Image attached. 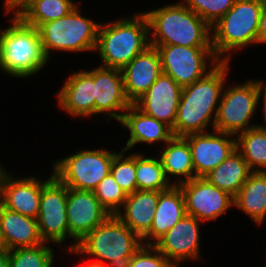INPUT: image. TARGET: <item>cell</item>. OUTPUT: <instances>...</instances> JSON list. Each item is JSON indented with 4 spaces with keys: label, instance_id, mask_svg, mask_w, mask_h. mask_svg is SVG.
<instances>
[{
    "label": "cell",
    "instance_id": "1",
    "mask_svg": "<svg viewBox=\"0 0 266 267\" xmlns=\"http://www.w3.org/2000/svg\"><path fill=\"white\" fill-rule=\"evenodd\" d=\"M229 63L219 62L211 67L212 70L206 76L182 88L172 128L174 136L206 132L209 123H212L214 130L218 102L221 100Z\"/></svg>",
    "mask_w": 266,
    "mask_h": 267
},
{
    "label": "cell",
    "instance_id": "2",
    "mask_svg": "<svg viewBox=\"0 0 266 267\" xmlns=\"http://www.w3.org/2000/svg\"><path fill=\"white\" fill-rule=\"evenodd\" d=\"M149 23L150 45L212 47L211 27L183 3L144 12ZM154 30V31H153Z\"/></svg>",
    "mask_w": 266,
    "mask_h": 267
},
{
    "label": "cell",
    "instance_id": "3",
    "mask_svg": "<svg viewBox=\"0 0 266 267\" xmlns=\"http://www.w3.org/2000/svg\"><path fill=\"white\" fill-rule=\"evenodd\" d=\"M149 23L144 13L108 24L100 23L96 48L102 65L122 70L149 44Z\"/></svg>",
    "mask_w": 266,
    "mask_h": 267
},
{
    "label": "cell",
    "instance_id": "4",
    "mask_svg": "<svg viewBox=\"0 0 266 267\" xmlns=\"http://www.w3.org/2000/svg\"><path fill=\"white\" fill-rule=\"evenodd\" d=\"M144 244L116 215H110L79 243L74 251L98 258L89 262L105 267H129L132 256ZM104 260L108 264H104Z\"/></svg>",
    "mask_w": 266,
    "mask_h": 267
},
{
    "label": "cell",
    "instance_id": "5",
    "mask_svg": "<svg viewBox=\"0 0 266 267\" xmlns=\"http://www.w3.org/2000/svg\"><path fill=\"white\" fill-rule=\"evenodd\" d=\"M11 21V26L0 30V67L13 77L27 78L39 72L49 59L38 29L17 15Z\"/></svg>",
    "mask_w": 266,
    "mask_h": 267
},
{
    "label": "cell",
    "instance_id": "6",
    "mask_svg": "<svg viewBox=\"0 0 266 267\" xmlns=\"http://www.w3.org/2000/svg\"><path fill=\"white\" fill-rule=\"evenodd\" d=\"M262 6L263 0H236L234 6L211 26L214 33L211 45L220 61L229 62L231 56L224 57V54L257 43Z\"/></svg>",
    "mask_w": 266,
    "mask_h": 267
},
{
    "label": "cell",
    "instance_id": "7",
    "mask_svg": "<svg viewBox=\"0 0 266 267\" xmlns=\"http://www.w3.org/2000/svg\"><path fill=\"white\" fill-rule=\"evenodd\" d=\"M100 23L85 18L78 6L66 16L41 24L37 29L43 50L50 59L51 50L94 51L96 48Z\"/></svg>",
    "mask_w": 266,
    "mask_h": 267
},
{
    "label": "cell",
    "instance_id": "8",
    "mask_svg": "<svg viewBox=\"0 0 266 267\" xmlns=\"http://www.w3.org/2000/svg\"><path fill=\"white\" fill-rule=\"evenodd\" d=\"M114 154L107 149L81 150L56 161L53 174L68 188L94 191L110 173Z\"/></svg>",
    "mask_w": 266,
    "mask_h": 267
},
{
    "label": "cell",
    "instance_id": "9",
    "mask_svg": "<svg viewBox=\"0 0 266 267\" xmlns=\"http://www.w3.org/2000/svg\"><path fill=\"white\" fill-rule=\"evenodd\" d=\"M261 81H246L244 84L223 89L214 121V130L237 135L248 129L249 120L259 104Z\"/></svg>",
    "mask_w": 266,
    "mask_h": 267
},
{
    "label": "cell",
    "instance_id": "10",
    "mask_svg": "<svg viewBox=\"0 0 266 267\" xmlns=\"http://www.w3.org/2000/svg\"><path fill=\"white\" fill-rule=\"evenodd\" d=\"M150 46L156 47L160 53L162 73L170 76L182 88L203 78L212 70L207 71V62H211L212 66L221 62L212 47Z\"/></svg>",
    "mask_w": 266,
    "mask_h": 267
},
{
    "label": "cell",
    "instance_id": "11",
    "mask_svg": "<svg viewBox=\"0 0 266 267\" xmlns=\"http://www.w3.org/2000/svg\"><path fill=\"white\" fill-rule=\"evenodd\" d=\"M68 187L54 174L43 181L38 212V228L44 242L63 244L69 237L66 214Z\"/></svg>",
    "mask_w": 266,
    "mask_h": 267
},
{
    "label": "cell",
    "instance_id": "12",
    "mask_svg": "<svg viewBox=\"0 0 266 267\" xmlns=\"http://www.w3.org/2000/svg\"><path fill=\"white\" fill-rule=\"evenodd\" d=\"M66 214L69 238L75 239L68 249L74 252L78 243L111 214L96 198L93 191L68 188Z\"/></svg>",
    "mask_w": 266,
    "mask_h": 267
},
{
    "label": "cell",
    "instance_id": "13",
    "mask_svg": "<svg viewBox=\"0 0 266 267\" xmlns=\"http://www.w3.org/2000/svg\"><path fill=\"white\" fill-rule=\"evenodd\" d=\"M185 199L186 214L199 221L215 220L234 205V197L209 183L204 177H196L179 184Z\"/></svg>",
    "mask_w": 266,
    "mask_h": 267
},
{
    "label": "cell",
    "instance_id": "14",
    "mask_svg": "<svg viewBox=\"0 0 266 267\" xmlns=\"http://www.w3.org/2000/svg\"><path fill=\"white\" fill-rule=\"evenodd\" d=\"M229 136L234 135L217 130L212 134L200 132L183 136L191 149L195 178L207 175L236 150V139Z\"/></svg>",
    "mask_w": 266,
    "mask_h": 267
},
{
    "label": "cell",
    "instance_id": "15",
    "mask_svg": "<svg viewBox=\"0 0 266 267\" xmlns=\"http://www.w3.org/2000/svg\"><path fill=\"white\" fill-rule=\"evenodd\" d=\"M43 182L35 177L15 179L0 167V204L8 210L37 219Z\"/></svg>",
    "mask_w": 266,
    "mask_h": 267
},
{
    "label": "cell",
    "instance_id": "16",
    "mask_svg": "<svg viewBox=\"0 0 266 267\" xmlns=\"http://www.w3.org/2000/svg\"><path fill=\"white\" fill-rule=\"evenodd\" d=\"M182 87L162 73L133 104L145 114L174 127Z\"/></svg>",
    "mask_w": 266,
    "mask_h": 267
},
{
    "label": "cell",
    "instance_id": "17",
    "mask_svg": "<svg viewBox=\"0 0 266 267\" xmlns=\"http://www.w3.org/2000/svg\"><path fill=\"white\" fill-rule=\"evenodd\" d=\"M200 222L195 217L186 214L154 246L175 267L183 260L199 258Z\"/></svg>",
    "mask_w": 266,
    "mask_h": 267
},
{
    "label": "cell",
    "instance_id": "18",
    "mask_svg": "<svg viewBox=\"0 0 266 267\" xmlns=\"http://www.w3.org/2000/svg\"><path fill=\"white\" fill-rule=\"evenodd\" d=\"M94 114L106 113L120 121L131 103L124 91L123 75L120 69L100 66L94 68ZM114 111H119L117 114Z\"/></svg>",
    "mask_w": 266,
    "mask_h": 267
},
{
    "label": "cell",
    "instance_id": "19",
    "mask_svg": "<svg viewBox=\"0 0 266 267\" xmlns=\"http://www.w3.org/2000/svg\"><path fill=\"white\" fill-rule=\"evenodd\" d=\"M124 91L133 104L162 74L161 56L156 47L148 46L122 70Z\"/></svg>",
    "mask_w": 266,
    "mask_h": 267
},
{
    "label": "cell",
    "instance_id": "20",
    "mask_svg": "<svg viewBox=\"0 0 266 267\" xmlns=\"http://www.w3.org/2000/svg\"><path fill=\"white\" fill-rule=\"evenodd\" d=\"M58 104L71 116H91L94 114V69L75 72L68 77L58 92Z\"/></svg>",
    "mask_w": 266,
    "mask_h": 267
},
{
    "label": "cell",
    "instance_id": "21",
    "mask_svg": "<svg viewBox=\"0 0 266 267\" xmlns=\"http://www.w3.org/2000/svg\"><path fill=\"white\" fill-rule=\"evenodd\" d=\"M122 127L128 128L130 138L123 148L126 151L133 148L137 143L153 144L157 141L166 143L174 136L172 128L166 123L159 121L139 110L134 104L123 113L119 121Z\"/></svg>",
    "mask_w": 266,
    "mask_h": 267
},
{
    "label": "cell",
    "instance_id": "22",
    "mask_svg": "<svg viewBox=\"0 0 266 267\" xmlns=\"http://www.w3.org/2000/svg\"><path fill=\"white\" fill-rule=\"evenodd\" d=\"M186 215L185 199L179 185L159 192V199L155 209L150 231L142 238L144 245H154L168 230Z\"/></svg>",
    "mask_w": 266,
    "mask_h": 267
},
{
    "label": "cell",
    "instance_id": "23",
    "mask_svg": "<svg viewBox=\"0 0 266 267\" xmlns=\"http://www.w3.org/2000/svg\"><path fill=\"white\" fill-rule=\"evenodd\" d=\"M0 223L4 248L34 247L43 244L37 219L6 209L0 204Z\"/></svg>",
    "mask_w": 266,
    "mask_h": 267
},
{
    "label": "cell",
    "instance_id": "24",
    "mask_svg": "<svg viewBox=\"0 0 266 267\" xmlns=\"http://www.w3.org/2000/svg\"><path fill=\"white\" fill-rule=\"evenodd\" d=\"M159 199L158 191L136 190L124 201V214H115L141 239L150 231Z\"/></svg>",
    "mask_w": 266,
    "mask_h": 267
},
{
    "label": "cell",
    "instance_id": "25",
    "mask_svg": "<svg viewBox=\"0 0 266 267\" xmlns=\"http://www.w3.org/2000/svg\"><path fill=\"white\" fill-rule=\"evenodd\" d=\"M252 172L242 155L234 150L225 161L204 178L220 190L235 197Z\"/></svg>",
    "mask_w": 266,
    "mask_h": 267
},
{
    "label": "cell",
    "instance_id": "26",
    "mask_svg": "<svg viewBox=\"0 0 266 267\" xmlns=\"http://www.w3.org/2000/svg\"><path fill=\"white\" fill-rule=\"evenodd\" d=\"M234 206L261 225L266 217V172L253 171L234 197Z\"/></svg>",
    "mask_w": 266,
    "mask_h": 267
},
{
    "label": "cell",
    "instance_id": "27",
    "mask_svg": "<svg viewBox=\"0 0 266 267\" xmlns=\"http://www.w3.org/2000/svg\"><path fill=\"white\" fill-rule=\"evenodd\" d=\"M166 144L159 158L167 179H170V175L179 176V182L175 183V185H179L195 178L192 153L188 141L183 136H173Z\"/></svg>",
    "mask_w": 266,
    "mask_h": 267
},
{
    "label": "cell",
    "instance_id": "28",
    "mask_svg": "<svg viewBox=\"0 0 266 267\" xmlns=\"http://www.w3.org/2000/svg\"><path fill=\"white\" fill-rule=\"evenodd\" d=\"M72 0H30L17 16L27 25L38 28L62 18L77 6Z\"/></svg>",
    "mask_w": 266,
    "mask_h": 267
},
{
    "label": "cell",
    "instance_id": "29",
    "mask_svg": "<svg viewBox=\"0 0 266 267\" xmlns=\"http://www.w3.org/2000/svg\"><path fill=\"white\" fill-rule=\"evenodd\" d=\"M236 136V150L249 168L252 171L266 172V130L257 126Z\"/></svg>",
    "mask_w": 266,
    "mask_h": 267
},
{
    "label": "cell",
    "instance_id": "30",
    "mask_svg": "<svg viewBox=\"0 0 266 267\" xmlns=\"http://www.w3.org/2000/svg\"><path fill=\"white\" fill-rule=\"evenodd\" d=\"M137 190L164 191L175 185L167 179L160 158L136 154Z\"/></svg>",
    "mask_w": 266,
    "mask_h": 267
},
{
    "label": "cell",
    "instance_id": "31",
    "mask_svg": "<svg viewBox=\"0 0 266 267\" xmlns=\"http://www.w3.org/2000/svg\"><path fill=\"white\" fill-rule=\"evenodd\" d=\"M46 244L10 250L9 267H52L54 250Z\"/></svg>",
    "mask_w": 266,
    "mask_h": 267
},
{
    "label": "cell",
    "instance_id": "32",
    "mask_svg": "<svg viewBox=\"0 0 266 267\" xmlns=\"http://www.w3.org/2000/svg\"><path fill=\"white\" fill-rule=\"evenodd\" d=\"M125 151V149H122L120 153L114 154L111 162L110 173L119 186L128 195L137 190L136 154L133 153L125 157Z\"/></svg>",
    "mask_w": 266,
    "mask_h": 267
},
{
    "label": "cell",
    "instance_id": "33",
    "mask_svg": "<svg viewBox=\"0 0 266 267\" xmlns=\"http://www.w3.org/2000/svg\"><path fill=\"white\" fill-rule=\"evenodd\" d=\"M93 193L111 215H115L121 210L120 206L124 204L127 198V194L115 181L111 173L100 181Z\"/></svg>",
    "mask_w": 266,
    "mask_h": 267
},
{
    "label": "cell",
    "instance_id": "34",
    "mask_svg": "<svg viewBox=\"0 0 266 267\" xmlns=\"http://www.w3.org/2000/svg\"><path fill=\"white\" fill-rule=\"evenodd\" d=\"M235 1L236 0H184L182 3L211 27L234 6Z\"/></svg>",
    "mask_w": 266,
    "mask_h": 267
},
{
    "label": "cell",
    "instance_id": "35",
    "mask_svg": "<svg viewBox=\"0 0 266 267\" xmlns=\"http://www.w3.org/2000/svg\"><path fill=\"white\" fill-rule=\"evenodd\" d=\"M129 267H175L154 245H142Z\"/></svg>",
    "mask_w": 266,
    "mask_h": 267
},
{
    "label": "cell",
    "instance_id": "36",
    "mask_svg": "<svg viewBox=\"0 0 266 267\" xmlns=\"http://www.w3.org/2000/svg\"><path fill=\"white\" fill-rule=\"evenodd\" d=\"M257 43H266V0H263V6L258 26Z\"/></svg>",
    "mask_w": 266,
    "mask_h": 267
},
{
    "label": "cell",
    "instance_id": "37",
    "mask_svg": "<svg viewBox=\"0 0 266 267\" xmlns=\"http://www.w3.org/2000/svg\"><path fill=\"white\" fill-rule=\"evenodd\" d=\"M30 0H5V8L6 13H10L11 11H15V15H17L29 2Z\"/></svg>",
    "mask_w": 266,
    "mask_h": 267
},
{
    "label": "cell",
    "instance_id": "38",
    "mask_svg": "<svg viewBox=\"0 0 266 267\" xmlns=\"http://www.w3.org/2000/svg\"><path fill=\"white\" fill-rule=\"evenodd\" d=\"M265 87V88H264ZM264 93L263 95V113H264V119H265V122H266V85L264 84V82L261 83L260 85V92H259V101H260V97L261 95ZM258 127L262 128V129H265L266 130V126H263V125H257Z\"/></svg>",
    "mask_w": 266,
    "mask_h": 267
},
{
    "label": "cell",
    "instance_id": "39",
    "mask_svg": "<svg viewBox=\"0 0 266 267\" xmlns=\"http://www.w3.org/2000/svg\"><path fill=\"white\" fill-rule=\"evenodd\" d=\"M0 267H9V251L4 247L0 248Z\"/></svg>",
    "mask_w": 266,
    "mask_h": 267
},
{
    "label": "cell",
    "instance_id": "40",
    "mask_svg": "<svg viewBox=\"0 0 266 267\" xmlns=\"http://www.w3.org/2000/svg\"><path fill=\"white\" fill-rule=\"evenodd\" d=\"M4 247V241H3V236H2V231H1V223H0V248Z\"/></svg>",
    "mask_w": 266,
    "mask_h": 267
},
{
    "label": "cell",
    "instance_id": "41",
    "mask_svg": "<svg viewBox=\"0 0 266 267\" xmlns=\"http://www.w3.org/2000/svg\"><path fill=\"white\" fill-rule=\"evenodd\" d=\"M82 267H105V266L94 265V264H91V263L87 262L86 265H84Z\"/></svg>",
    "mask_w": 266,
    "mask_h": 267
}]
</instances>
